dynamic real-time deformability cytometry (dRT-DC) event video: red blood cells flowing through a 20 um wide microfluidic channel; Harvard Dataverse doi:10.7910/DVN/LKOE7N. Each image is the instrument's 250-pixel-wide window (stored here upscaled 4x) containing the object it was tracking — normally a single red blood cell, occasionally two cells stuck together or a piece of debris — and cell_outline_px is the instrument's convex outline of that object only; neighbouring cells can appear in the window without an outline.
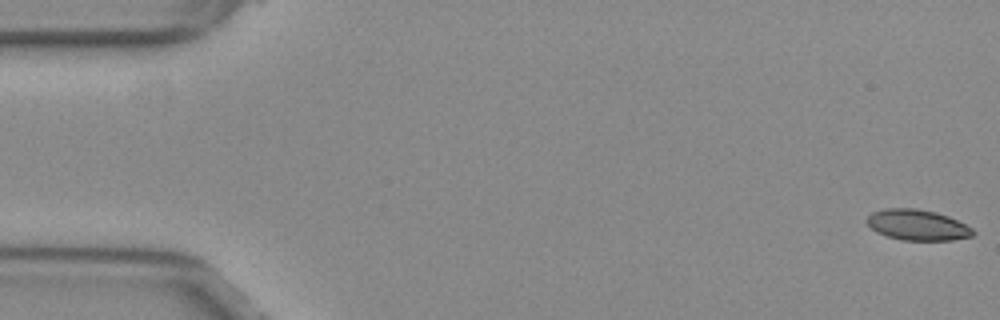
{"species": "common noctule bat (a hibernating species)", "species_latin": "Nyctalus noctula", "temperature_condition": "warm", "stored_images_in_passage": 53, "camera_frame_rate_fps": 3000, "um_per_image_px": 0.085, "animal": {"sex": "female", "body_mass_g": 29.2, "forearm_length_mm": 56.3}, "frame": {"image": 1, "passage_image": 1, "time_ms": 0.0, "image_size_px": [1000, 320], "cell_outline_px": [[976, 232], [972, 236], [952, 240], [900, 240], [876, 232], [864, 220], [872, 212], [884, 208], [916, 208], [936, 212], [948, 216], [972, 228]], "centroid_in_image_um": [77.96, 19.11], "position_along_channel_um": 7.0, "area_um2": 19.02}}
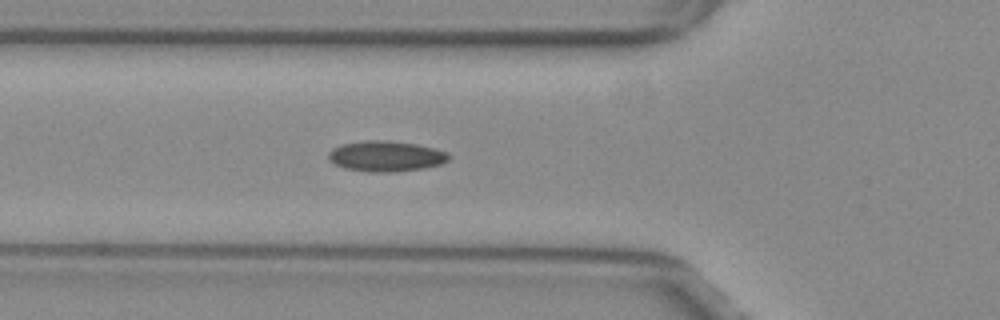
{"frame": {"image": 2, "passage_image": 19, "time_ms": 6.0, "image_size_px": [1000, 320], "cell_outline_px": [[452, 156], [448, 160], [440, 164], [424, 168], [392, 172], [368, 172], [344, 168], [328, 160], [328, 152], [332, 148], [340, 144], [368, 140], [388, 140], [416, 144], [448, 152]], "centroid_in_image_um": [32.78, 13.27], "position_along_channel_um": 93.0, "area_um2": 21.56}}
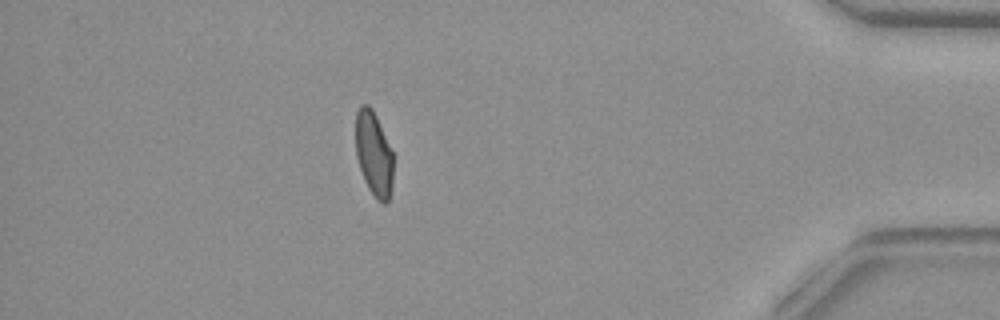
{"frame": {"image": 3, "passage_image": 47, "time_ms": 15.333, "image_size_px": [1000, 320], "cell_outline_px": [[392, 184], [388, 200], [384, 204], [376, 200], [368, 188], [364, 180], [356, 156], [356, 112], [360, 104], [368, 104], [372, 108], [376, 116], [392, 152]], "centroid_in_image_um": [31.75, 13.07], "position_along_channel_um": 403.5, "area_um2": 18.38}, "authors_computed_cell_mechanics": {"area_um2": 19.9988, "velocity_mm_per_s": 3.8724, "shape_relaxation_time_tau1_ms": null, "shape_relaxation_time_tau2_ms": 1.605, "deformation_change_tau1": null, "deformation_change_tau2": 0.0669}}